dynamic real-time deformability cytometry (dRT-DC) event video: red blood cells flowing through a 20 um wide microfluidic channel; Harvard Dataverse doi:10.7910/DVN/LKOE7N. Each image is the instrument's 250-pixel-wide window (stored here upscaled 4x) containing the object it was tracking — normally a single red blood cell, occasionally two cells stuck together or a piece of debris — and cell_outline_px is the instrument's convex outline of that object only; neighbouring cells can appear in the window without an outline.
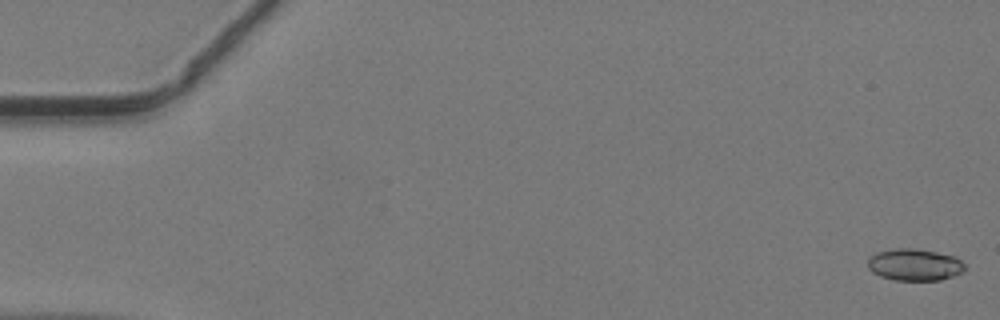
{"species": "common noctule bat (a hibernating species)", "species_latin": "Nyctalus noctula", "temperature_condition": "warm", "stored_images_in_passage": 45, "camera_frame_rate_fps": 3000, "um_per_image_px": 0.085, "animal": {"sex": "male", "body_mass_g": 19.2, "forearm_length_mm": 51.8}, "frame": {"image": 1, "passage_image": 1, "time_ms": 0.0, "image_size_px": [1000, 320], "cell_outline_px": [[964, 272], [940, 280], [896, 280], [880, 276], [872, 272], [868, 268], [868, 260], [876, 252], [896, 248], [912, 248], [936, 252], [956, 256], [964, 264]], "centroid_in_image_um": [77.74, 22.5], "position_along_channel_um": 7.3, "area_um2": 17.98}}
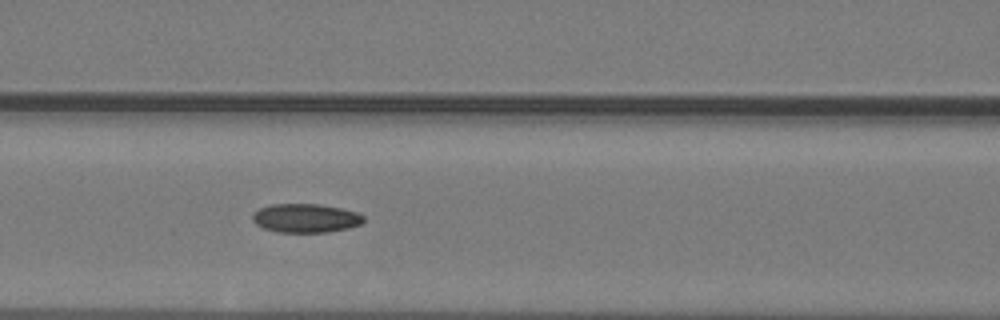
{"frame": {"image": 2, "passage_image": 21, "time_ms": 6.667, "image_size_px": [1000, 320], "cell_outline_px": [[364, 220], [360, 224], [348, 228], [328, 232], [280, 232], [264, 228], [256, 224], [252, 220], [252, 216], [260, 208], [272, 204], [320, 204], [340, 208], [356, 212], [364, 216]], "centroid_in_image_um": [25.99, 18.54], "position_along_channel_um": 140.6, "area_um2": 18.5}}
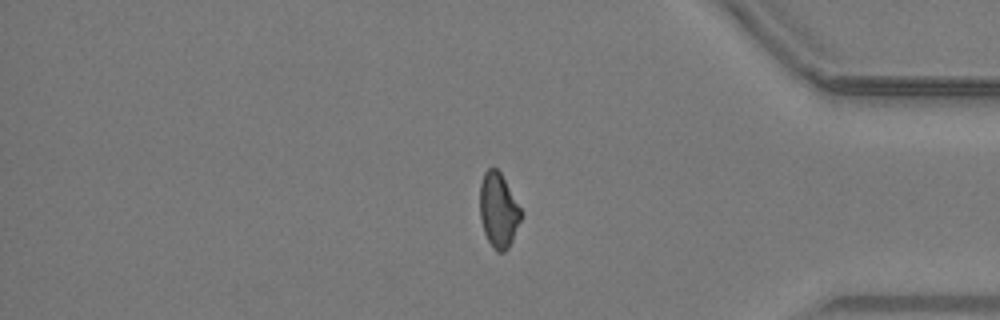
{"frame": {"image": 3, "passage_image": 40, "time_ms": 13.0, "image_size_px": [1000, 320], "cell_outline_px": [[520, 220], [512, 240], [508, 248], [504, 252], [496, 252], [492, 248], [484, 232], [480, 220], [480, 184], [484, 172], [492, 164], [500, 172], [520, 208]], "centroid_in_image_um": [42.33, 17.86], "position_along_channel_um": 392.9, "area_um2": 17.74}}